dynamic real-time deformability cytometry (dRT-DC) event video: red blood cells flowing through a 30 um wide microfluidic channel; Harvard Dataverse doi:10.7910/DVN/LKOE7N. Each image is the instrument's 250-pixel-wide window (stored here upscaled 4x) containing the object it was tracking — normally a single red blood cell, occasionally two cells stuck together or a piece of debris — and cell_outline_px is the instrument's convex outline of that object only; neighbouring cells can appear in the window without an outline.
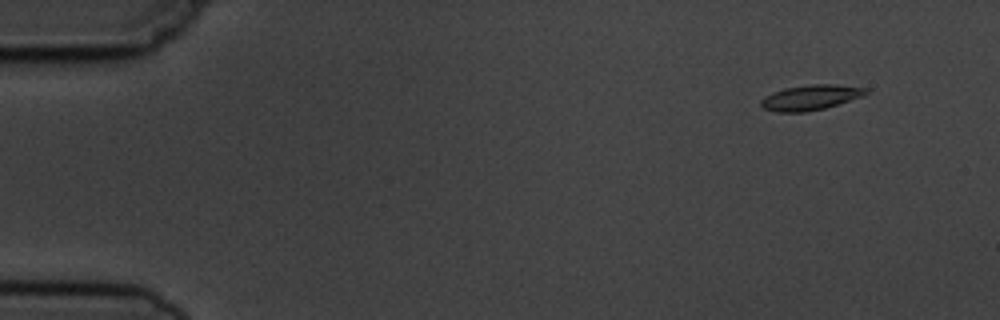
{"species": "common noctule bat (a hibernating species)", "species_latin": "Nyctalus noctula", "temperature_condition": "cold", "stored_images_in_passage": 4, "camera_frame_rate_fps": 3000, "um_per_image_px": 0.085, "animal": {"sex": "male", "body_mass_g": 19.5, "forearm_length_mm": 54.6}, "frame": {"image": 1, "passage_image": 2, "time_ms": 1.333, "image_size_px": [1000, 320], "cell_outline_px": [[868, 92], [864, 96], [824, 108], [804, 112], [776, 112], [764, 108], [760, 104], [760, 100], [764, 96], [772, 92], [784, 88], [812, 84], [836, 84], [868, 88]], "centroid_in_image_um": [68.89, 8.28], "position_along_channel_um": 16.1, "area_um2": 15.43}}